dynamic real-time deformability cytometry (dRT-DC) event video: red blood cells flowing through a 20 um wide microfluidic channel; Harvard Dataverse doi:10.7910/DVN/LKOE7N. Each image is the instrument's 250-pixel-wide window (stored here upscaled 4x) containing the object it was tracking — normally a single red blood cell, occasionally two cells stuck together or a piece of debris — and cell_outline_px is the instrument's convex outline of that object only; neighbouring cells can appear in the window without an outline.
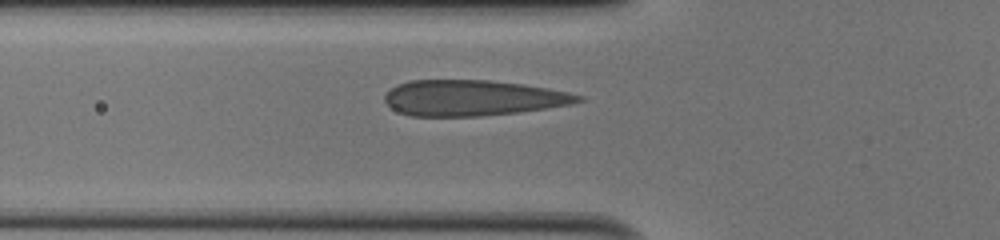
{"species": "human", "species_latin": "Homo sapiens", "temperature_condition": "cold", "stored_images_in_passage": 28, "camera_frame_rate_fps": 3000, "um_per_image_px": 0.085, "donor": {"sex": "male"}, "frame": {"image": 1, "passage_image": 5, "time_ms": 1.333, "image_size_px": [1000, 240], "cell_outline_px": [[584, 100], [572, 104], [548, 108], [520, 112], [480, 116], [412, 116], [400, 112], [392, 108], [384, 100], [384, 96], [396, 84], [408, 80], [488, 80], [524, 84], [548, 88], [568, 92], [584, 96]], "centroid_in_image_um": [40.21, 8.32], "position_along_channel_um": 85.6, "area_um2": 40.4}}
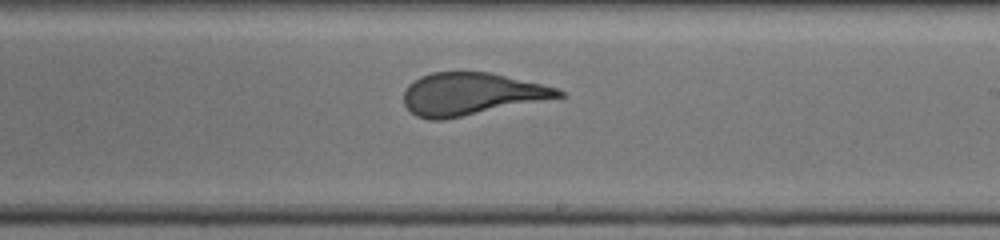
{"frame": {"image": 2, "passage_image": 17, "time_ms": 5.333, "image_size_px": [1000, 240], "cell_outline_px": [[568, 96], [444, 120], [428, 120], [416, 116], [404, 104], [404, 88], [408, 84], [420, 76], [432, 72], [488, 72], [540, 84], [556, 88], [564, 92]], "centroid_in_image_um": [40.03, 8.0], "position_along_channel_um": 249.0, "area_um2": 38.26}}
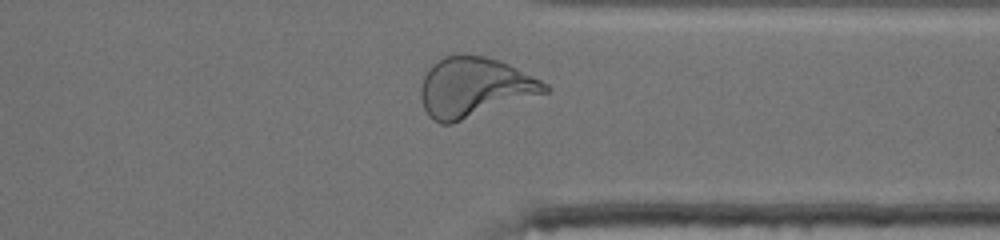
{"frame": {"image": 3, "passage_image": 26, "time_ms": 8.333, "image_size_px": [1000, 240], "cell_outline_px": [[552, 88], [548, 92], [452, 124], [440, 124], [432, 120], [428, 116], [424, 108], [420, 96], [420, 88], [424, 76], [428, 68], [432, 64], [444, 56], [484, 56], [500, 60], [548, 84]], "centroid_in_image_um": [40.3, 7.45], "position_along_channel_um": 371.1, "area_um2": 43.0}, "authors_computed_cell_mechanics": {"area_um2": 39.3907, "velocity_mm_per_s": 4.0845, "shape_relaxation_time_tau1_ms": 5.7127, "shape_relaxation_time_tau2_ms": null, "deformation_change_tau1": 0.216, "deformation_change_tau2": null}}